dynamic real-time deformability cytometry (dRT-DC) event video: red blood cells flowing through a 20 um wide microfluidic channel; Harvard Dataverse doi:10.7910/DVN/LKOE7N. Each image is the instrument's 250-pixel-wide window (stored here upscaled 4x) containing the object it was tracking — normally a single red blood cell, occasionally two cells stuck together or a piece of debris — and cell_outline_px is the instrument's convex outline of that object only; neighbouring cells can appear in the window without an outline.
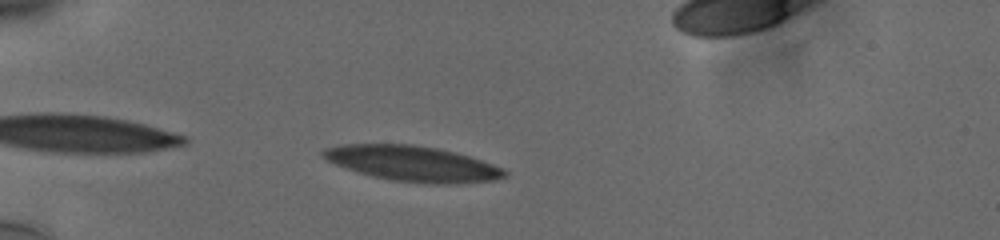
{"species": "human", "species_latin": "Homo sapiens", "temperature_condition": "cold", "stored_images_in_passage": 37, "camera_frame_rate_fps": 3000, "um_per_image_px": 0.085, "donor": {"sex": "male"}, "frame": {"image": 1, "passage_image": 2, "time_ms": 0.333, "image_size_px": [1000, 240], "cell_outline_px": [[508, 176], [496, 180], [456, 184], [432, 184], [392, 180], [372, 176], [336, 164], [328, 160], [320, 152], [324, 148], [344, 144], [412, 144], [436, 148], [456, 152], [504, 168], [508, 172]], "centroid_in_image_um": [35.13, 13.91], "position_along_channel_um": 49.9, "area_um2": 37.28}}
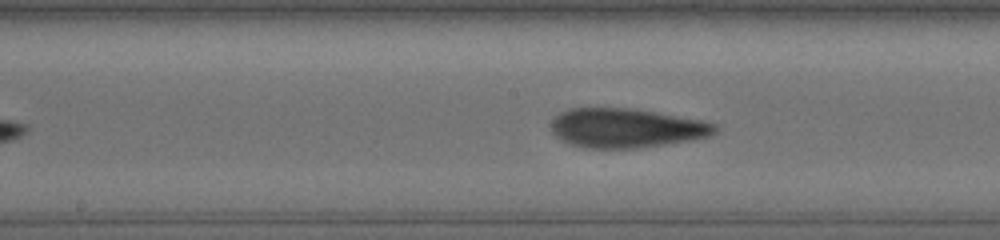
{"frame": {"image": 2, "passage_image": 16, "time_ms": 5.0, "image_size_px": [1000, 240], "cell_outline_px": [[716, 132], [708, 136], [692, 140], [636, 148], [584, 148], [568, 144], [560, 140], [552, 132], [552, 120], [560, 112], [568, 108], [628, 108], [700, 120], [716, 124]], "centroid_in_image_um": [53.16, 10.89], "position_along_channel_um": 195.0, "area_um2": 37.22}}
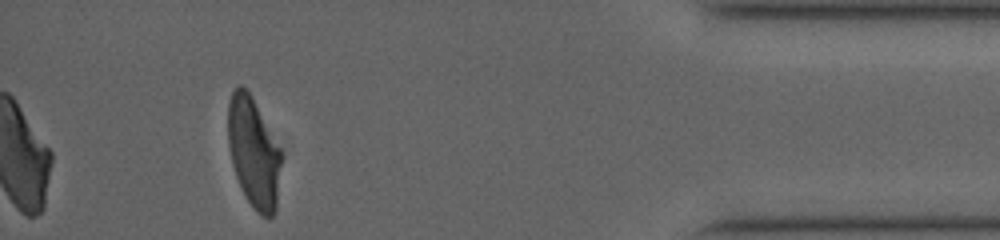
{"frame": {"image": 3, "passage_image": 37, "time_ms": 12.0, "image_size_px": [1000, 240], "cell_outline_px": [[280, 164], [276, 208], [272, 216], [260, 216], [256, 212], [240, 188], [232, 164], [228, 148], [228, 104], [232, 92], [240, 84], [248, 92], [280, 148]], "centroid_in_image_um": [21.52, 13.0], "position_along_channel_um": 413.7, "area_um2": 33.47}, "authors_computed_cell_mechanics": {"area_um2": 37.281, "velocity_mm_per_s": 3.7653, "shape_relaxation_time_tau1_ms": 8.6679, "shape_relaxation_time_tau2_ms": 1.46, "deformation_change_tau1": 0.2426, "deformation_change_tau2": 0.0802}}